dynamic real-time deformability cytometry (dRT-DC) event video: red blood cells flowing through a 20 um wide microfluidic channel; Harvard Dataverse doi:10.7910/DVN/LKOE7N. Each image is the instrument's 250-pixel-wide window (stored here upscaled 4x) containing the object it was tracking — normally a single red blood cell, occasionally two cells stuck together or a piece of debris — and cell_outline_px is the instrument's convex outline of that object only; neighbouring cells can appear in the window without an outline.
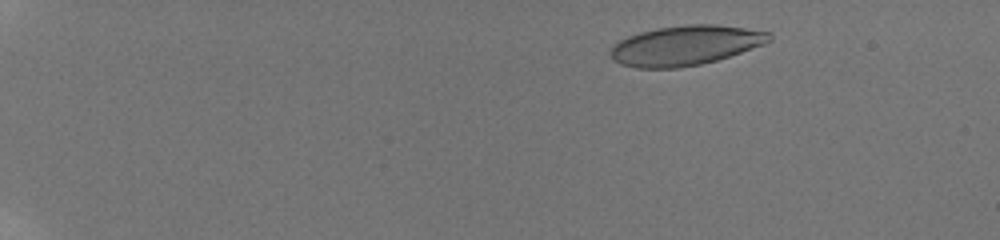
{"species": "human", "species_latin": "Homo sapiens", "temperature_condition": "room temperature", "stored_images_in_passage": 12, "camera_frame_rate_fps": 3000, "um_per_image_px": 0.085, "donor": {"sex": "male"}, "frame": {"image": 1, "passage_image": 4, "time_ms": 2.667, "image_size_px": [1000, 240], "cell_outline_px": [[772, 40], [764, 44], [716, 60], [700, 64], [676, 68], [636, 68], [620, 64], [612, 60], [608, 52], [620, 40], [628, 36], [640, 32], [656, 28], [688, 24], [716, 24], [772, 32]], "centroid_in_image_um": [58.24, 3.86], "position_along_channel_um": 26.8, "area_um2": 36.76}}
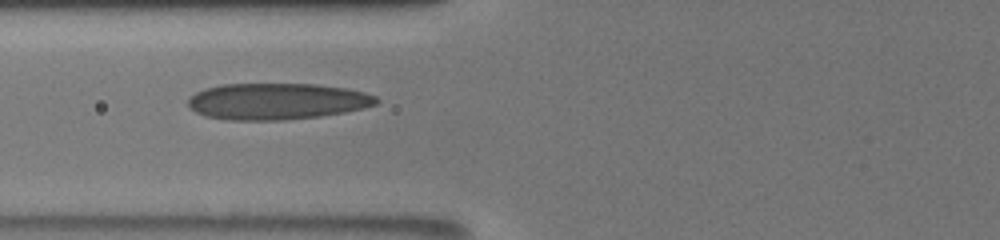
{"frame": {"image": 2, "passage_image": 10, "time_ms": 8.333, "image_size_px": [1000, 240], "cell_outline_px": [[380, 100], [376, 104], [344, 112], [320, 116], [284, 120], [228, 120], [204, 116], [196, 112], [188, 104], [188, 96], [204, 88], [220, 84], [316, 84], [344, 88], [364, 92], [376, 96]], "centroid_in_image_um": [23.49, 8.61], "position_along_channel_um": 102.3, "area_um2": 40.0}}
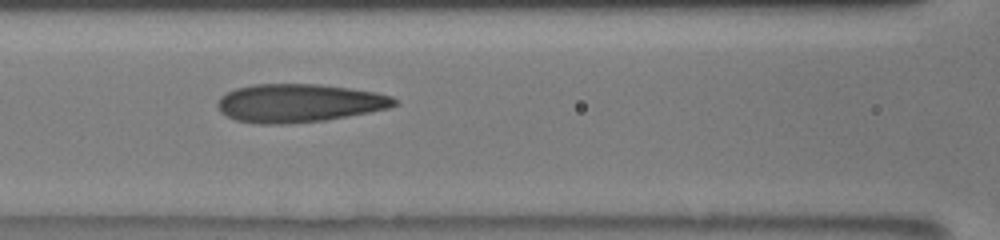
{"frame": {"image": 3, "passage_image": 11, "time_ms": 9.333, "image_size_px": [1000, 240], "cell_outline_px": [[396, 104], [388, 108], [368, 112], [324, 120], [288, 124], [256, 124], [236, 120], [220, 112], [216, 104], [220, 96], [236, 88], [252, 84], [320, 84], [376, 92], [392, 96], [396, 100]], "centroid_in_image_um": [25.37, 8.76], "position_along_channel_um": 141.2, "area_um2": 39.42}}